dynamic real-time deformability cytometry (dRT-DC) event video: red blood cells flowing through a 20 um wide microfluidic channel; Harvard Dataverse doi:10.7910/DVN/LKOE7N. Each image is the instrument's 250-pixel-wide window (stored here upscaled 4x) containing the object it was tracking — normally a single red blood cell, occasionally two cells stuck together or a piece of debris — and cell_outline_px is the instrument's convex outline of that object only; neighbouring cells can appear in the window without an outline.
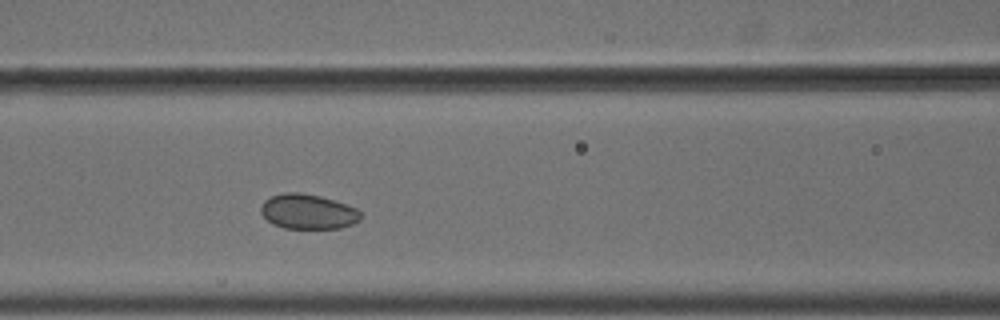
{"species": "common noctule bat (a hibernating species)", "species_latin": "Nyctalus noctula", "temperature_condition": "cold", "stored_images_in_passage": 4, "camera_frame_rate_fps": 3000, "um_per_image_px": 0.085, "animal": {"sex": "male", "body_mass_g": 18.8}, "frame": {"image": 1, "passage_image": 4, "time_ms": 1.0, "image_size_px": [1000, 320], "cell_outline_px": [[360, 220], [352, 224], [340, 228], [284, 228], [272, 224], [260, 212], [260, 208], [264, 200], [272, 196], [284, 192], [300, 192], [320, 196], [356, 208], [360, 212]], "centroid_in_image_um": [26.15, 17.99], "position_along_channel_um": 140.5, "area_um2": 20.17}}